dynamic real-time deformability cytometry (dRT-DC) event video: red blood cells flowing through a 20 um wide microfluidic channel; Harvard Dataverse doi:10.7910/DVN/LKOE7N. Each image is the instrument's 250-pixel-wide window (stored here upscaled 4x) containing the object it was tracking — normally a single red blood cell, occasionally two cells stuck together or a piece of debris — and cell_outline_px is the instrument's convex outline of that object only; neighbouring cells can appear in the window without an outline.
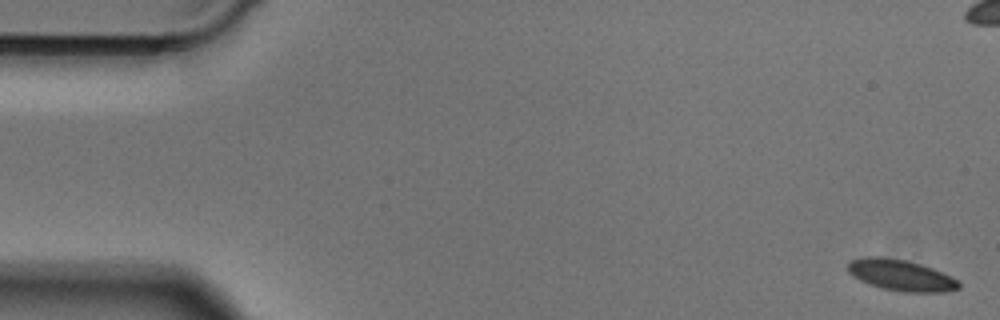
{"species": "Egyptian fruit bat (a non-hibernating species)", "species_latin": "Rousettus aegyptiacus", "temperature_condition": "cold", "stored_images_in_passage": 15, "camera_frame_rate_fps": 3000, "um_per_image_px": 0.085, "animal": {"sex": "male"}, "frame": {"image": 1, "passage_image": 1, "time_ms": 0.0, "image_size_px": [1000, 320], "cell_outline_px": [[960, 288], [944, 292], [904, 292], [884, 288], [868, 284], [852, 276], [848, 272], [848, 260], [864, 256], [884, 256], [904, 260], [920, 264], [932, 268], [960, 280]], "centroid_in_image_um": [76.56, 23.38], "position_along_channel_um": 8.4, "area_um2": 20.29}}